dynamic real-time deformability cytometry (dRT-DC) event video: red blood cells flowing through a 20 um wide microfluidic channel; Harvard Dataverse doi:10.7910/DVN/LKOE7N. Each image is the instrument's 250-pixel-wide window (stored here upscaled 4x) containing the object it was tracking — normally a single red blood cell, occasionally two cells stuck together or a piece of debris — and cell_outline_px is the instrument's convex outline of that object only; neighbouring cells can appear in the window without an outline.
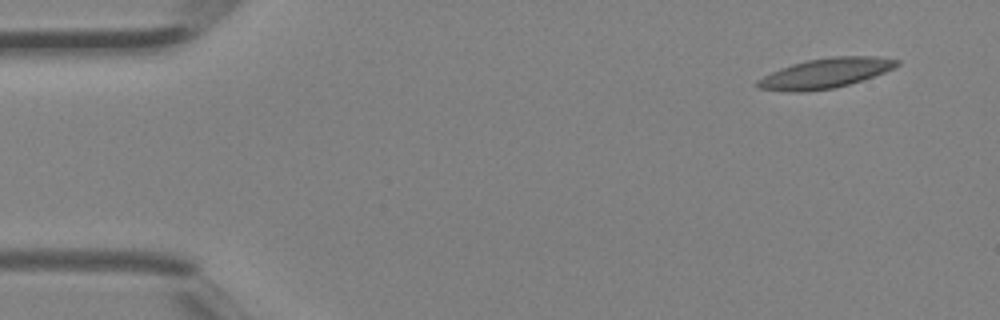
{"species": "Egyptian fruit bat (a non-hibernating species)", "species_latin": "Rousettus aegyptiacus", "temperature_condition": "room temperature", "stored_images_in_passage": 4, "segment_of_instrument_passage": [1, 2], "camera_frame_rate_fps": 3000, "um_per_image_px": 0.085, "animal": {"sex": "female"}, "frame": {"image": 1, "passage_image": 1, "time_ms": 0.0, "image_size_px": [1000, 320], "cell_outline_px": [[900, 64], [884, 72], [848, 84], [832, 88], [804, 92], [792, 92], [756, 88], [756, 80], [780, 68], [792, 64], [808, 60], [832, 56], [876, 56], [900, 60]], "centroid_in_image_um": [70.13, 6.22], "position_along_channel_um": 14.9, "area_um2": 24.04}}